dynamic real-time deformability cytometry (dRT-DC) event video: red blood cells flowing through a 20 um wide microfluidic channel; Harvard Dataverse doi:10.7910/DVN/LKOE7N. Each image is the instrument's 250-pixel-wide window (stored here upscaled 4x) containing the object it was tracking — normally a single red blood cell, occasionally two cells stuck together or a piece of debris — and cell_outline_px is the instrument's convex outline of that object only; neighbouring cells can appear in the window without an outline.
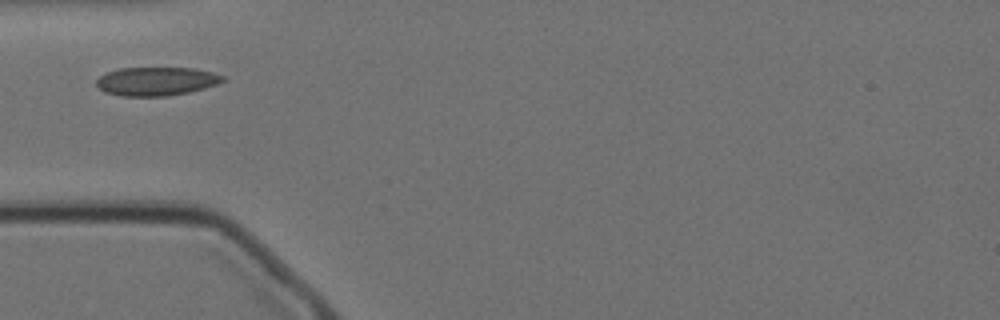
{"species": "Egyptian fruit bat (a non-hibernating species)", "species_latin": "Rousettus aegyptiacus", "temperature_condition": "cold", "stored_images_in_passage": 36, "camera_frame_rate_fps": 3000, "um_per_image_px": 0.085, "animal": {"sex": "female"}, "frame": {"image": 1, "passage_image": 1, "time_ms": 0.0, "image_size_px": [1000, 320], "cell_outline_px": [[224, 80], [216, 84], [204, 88], [188, 92], [164, 96], [120, 96], [104, 92], [96, 84], [96, 80], [100, 76], [108, 72], [120, 68], [196, 68], [212, 72], [224, 76]], "centroid_in_image_um": [13.27, 6.91], "position_along_channel_um": 71.7, "area_um2": 20.92}}
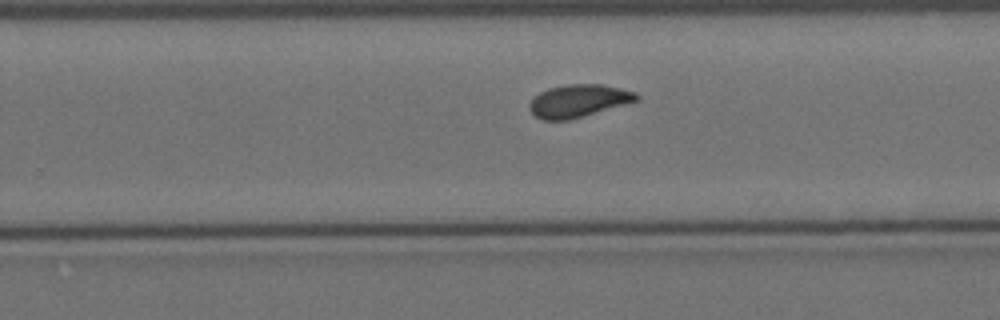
{"frame": {"image": 2, "passage_image": 19, "time_ms": 6.0, "image_size_px": [1000, 320], "cell_outline_px": [[640, 96], [636, 100], [624, 104], [568, 120], [544, 120], [536, 116], [528, 108], [528, 104], [540, 92], [548, 88], [568, 84], [604, 84], [636, 92]], "centroid_in_image_um": [49.15, 8.56], "position_along_channel_um": 280.6, "area_um2": 20.06}}
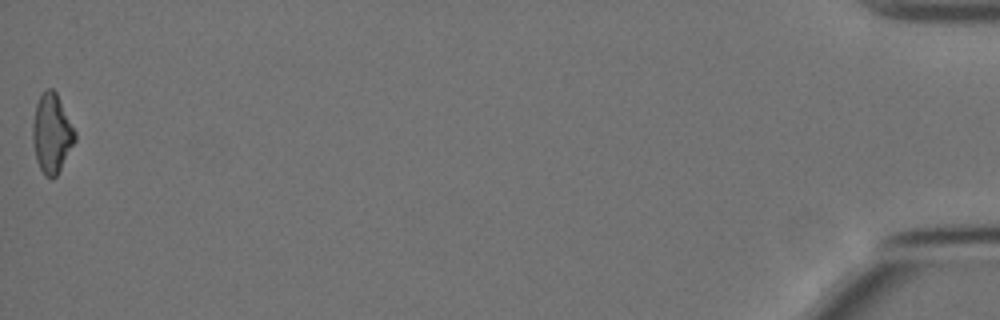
{"frame": {"image": 3, "passage_image": 36, "time_ms": 11.667, "image_size_px": [1000, 320], "cell_outline_px": [[76, 140], [56, 176], [52, 180], [44, 176], [36, 160], [32, 140], [32, 124], [36, 104], [40, 96], [48, 88], [52, 88], [56, 92], [76, 132]], "centroid_in_image_um": [4.39, 11.36], "position_along_channel_um": 430.8, "area_um2": 19.48}}